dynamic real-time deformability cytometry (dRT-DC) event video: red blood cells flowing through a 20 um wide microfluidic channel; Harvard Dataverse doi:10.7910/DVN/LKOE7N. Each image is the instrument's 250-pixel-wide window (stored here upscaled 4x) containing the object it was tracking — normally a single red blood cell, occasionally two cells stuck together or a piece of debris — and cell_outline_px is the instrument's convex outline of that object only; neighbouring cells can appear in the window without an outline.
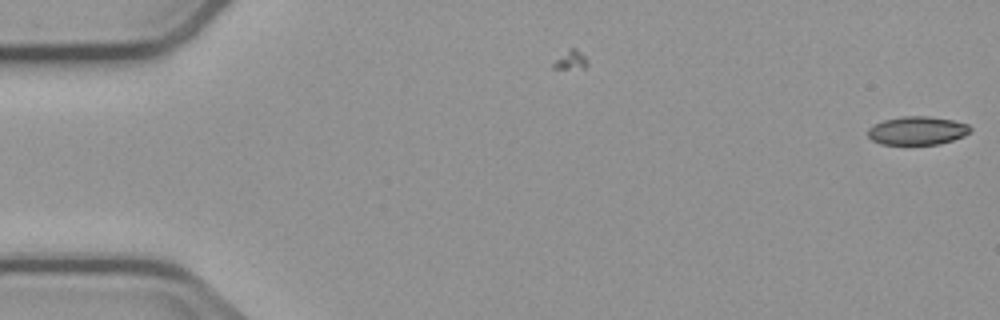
{"species": "common noctule bat (a hibernating species)", "species_latin": "Nyctalus noctula", "temperature_condition": "cold", "stored_images_in_passage": 2, "camera_frame_rate_fps": 3000, "um_per_image_px": 0.085, "animal": {"sex": "male", "body_mass_g": 23.1, "forearm_length_mm": 52.7}, "frame": {"image": 1, "passage_image": 2, "time_ms": 1.0, "image_size_px": [1000, 320], "cell_outline_px": [[972, 128], [964, 136], [940, 144], [880, 144], [872, 140], [868, 136], [868, 128], [884, 120], [904, 116], [928, 116], [952, 120], [968, 124]], "centroid_in_image_um": [77.97, 11.1], "position_along_channel_um": 7.0, "area_um2": 16.82}}